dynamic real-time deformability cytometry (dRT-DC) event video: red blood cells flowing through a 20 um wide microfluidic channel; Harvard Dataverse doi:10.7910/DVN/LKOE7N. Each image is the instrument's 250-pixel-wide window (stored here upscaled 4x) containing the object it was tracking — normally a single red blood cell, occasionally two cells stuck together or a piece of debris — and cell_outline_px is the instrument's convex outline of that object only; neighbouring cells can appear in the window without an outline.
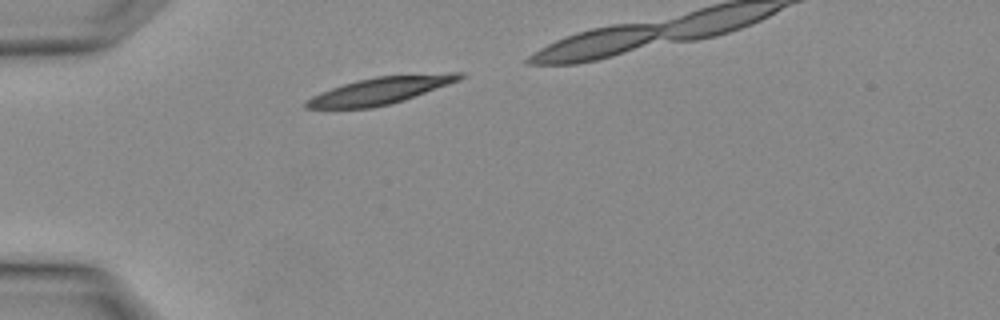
{"species": "Egyptian fruit bat (a non-hibernating species)", "species_latin": "Rousettus aegyptiacus", "temperature_condition": "warm", "stored_images_in_passage": 3, "camera_frame_rate_fps": 3000, "um_per_image_px": 0.085, "animal": {"sex": "female"}, "frame": {"image": 1, "passage_image": 1, "time_ms": 0.0, "image_size_px": [1000, 320], "cell_outline_px": [[464, 76], [460, 80], [404, 100], [392, 104], [372, 108], [304, 108], [304, 100], [320, 92], [356, 80], [376, 76], [448, 72], [464, 72]], "centroid_in_image_um": [32.34, 7.69], "position_along_channel_um": 52.7, "area_um2": 24.33}}